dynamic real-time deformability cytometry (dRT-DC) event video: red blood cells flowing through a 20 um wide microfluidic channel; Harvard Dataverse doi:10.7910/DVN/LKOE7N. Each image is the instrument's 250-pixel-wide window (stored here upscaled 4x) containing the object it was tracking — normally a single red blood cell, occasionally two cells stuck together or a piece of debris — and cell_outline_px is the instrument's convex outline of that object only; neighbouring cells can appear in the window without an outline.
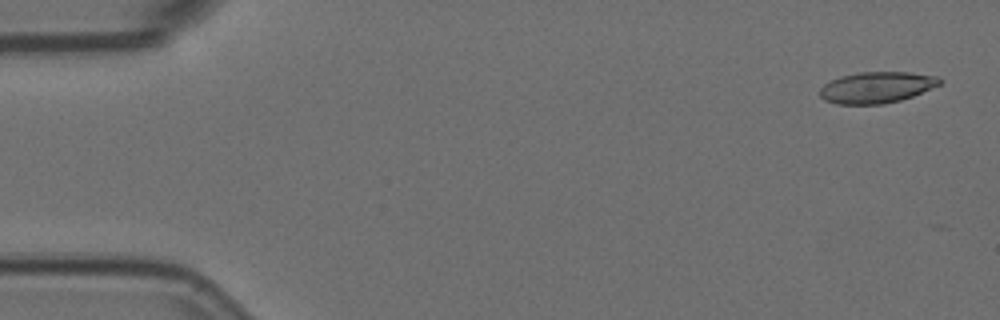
{"species": "Egyptian fruit bat (a non-hibernating species)", "species_latin": "Rousettus aegyptiacus", "temperature_condition": "room temperature", "stored_images_in_passage": 2, "camera_frame_rate_fps": 3000, "um_per_image_px": 0.085, "animal": {"sex": "female"}, "frame": {"image": 1, "passage_image": 1, "time_ms": 0.0, "image_size_px": [1000, 320], "cell_outline_px": [[944, 84], [912, 96], [900, 100], [884, 104], [836, 104], [824, 100], [820, 96], [820, 88], [824, 84], [840, 76], [860, 72], [908, 72], [936, 76], [944, 80]], "centroid_in_image_um": [74.55, 7.43], "position_along_channel_um": 10.5, "area_um2": 21.96}}